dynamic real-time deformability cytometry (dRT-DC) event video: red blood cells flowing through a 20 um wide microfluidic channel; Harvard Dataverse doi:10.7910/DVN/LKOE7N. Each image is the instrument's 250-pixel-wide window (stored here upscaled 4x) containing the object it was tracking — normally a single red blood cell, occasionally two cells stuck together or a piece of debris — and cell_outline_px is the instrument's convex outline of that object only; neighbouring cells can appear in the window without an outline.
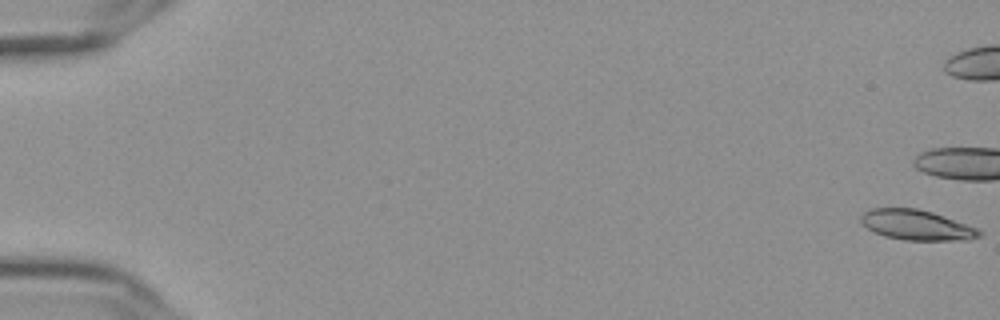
{"species": "Egyptian fruit bat (a non-hibernating species)", "species_latin": "Rousettus aegyptiacus", "temperature_condition": "cold", "stored_images_in_passage": 21, "camera_frame_rate_fps": 3000, "um_per_image_px": 0.085, "frame": {"image": 1, "passage_image": 1, "time_ms": 0.0, "image_size_px": [1000, 320], "cell_outline_px": [[984, 232], [980, 236], [968, 240], [904, 240], [884, 236], [868, 228], [860, 220], [860, 216], [864, 212], [872, 208], [916, 208], [932, 212], [944, 216], [976, 228]], "centroid_in_image_um": [77.92, 19.13], "position_along_channel_um": 7.1, "area_um2": 20.63}}